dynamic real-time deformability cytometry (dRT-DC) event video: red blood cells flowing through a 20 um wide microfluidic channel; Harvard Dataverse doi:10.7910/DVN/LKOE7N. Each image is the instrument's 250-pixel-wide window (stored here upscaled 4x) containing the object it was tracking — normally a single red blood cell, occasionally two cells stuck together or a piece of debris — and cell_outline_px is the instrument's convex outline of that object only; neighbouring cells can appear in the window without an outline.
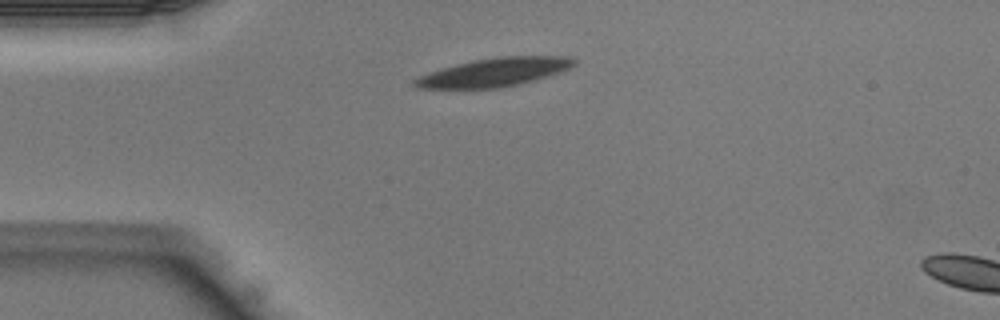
{"species": "Egyptian fruit bat (a non-hibernating species)", "species_latin": "Rousettus aegyptiacus", "temperature_condition": "warm", "stored_images_in_passage": 4, "camera_frame_rate_fps": 3000, "um_per_image_px": 0.085, "animal": {"sex": "male"}, "frame": {"image": 1, "passage_image": 1, "time_ms": 0.0, "image_size_px": [1000, 320], "cell_outline_px": [[576, 64], [572, 68], [560, 72], [532, 80], [500, 88], [416, 88], [412, 84], [412, 80], [428, 72], [456, 64], [476, 60], [504, 56], [568, 56], [576, 60]], "centroid_in_image_um": [42.01, 6.14], "position_along_channel_um": 43.0, "area_um2": 26.18}}